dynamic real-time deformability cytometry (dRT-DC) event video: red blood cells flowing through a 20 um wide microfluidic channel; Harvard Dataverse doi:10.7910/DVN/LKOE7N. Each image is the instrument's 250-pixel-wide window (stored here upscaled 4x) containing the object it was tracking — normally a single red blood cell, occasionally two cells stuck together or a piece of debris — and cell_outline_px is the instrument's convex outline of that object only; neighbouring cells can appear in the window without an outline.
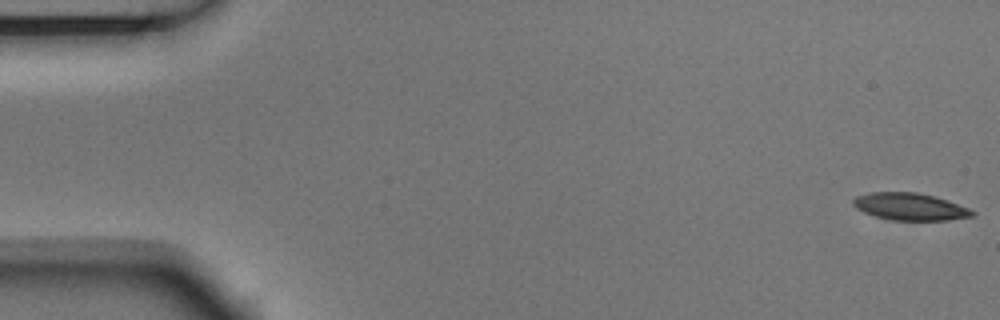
{"species": "Egyptian fruit bat (a non-hibernating species)", "species_latin": "Rousettus aegyptiacus", "temperature_condition": "room temperature", "stored_images_in_passage": 3, "camera_frame_rate_fps": 3000, "um_per_image_px": 0.085, "animal": {"sex": "male"}, "frame": {"image": 1, "passage_image": 1, "time_ms": 0.0, "image_size_px": [1000, 320], "cell_outline_px": [[976, 216], [948, 220], [892, 220], [876, 216], [864, 212], [856, 208], [852, 204], [852, 200], [856, 196], [868, 192], [916, 192], [948, 200], [968, 208], [976, 212]], "centroid_in_image_um": [77.35, 17.56], "position_along_channel_um": 7.6, "area_um2": 18.9}}